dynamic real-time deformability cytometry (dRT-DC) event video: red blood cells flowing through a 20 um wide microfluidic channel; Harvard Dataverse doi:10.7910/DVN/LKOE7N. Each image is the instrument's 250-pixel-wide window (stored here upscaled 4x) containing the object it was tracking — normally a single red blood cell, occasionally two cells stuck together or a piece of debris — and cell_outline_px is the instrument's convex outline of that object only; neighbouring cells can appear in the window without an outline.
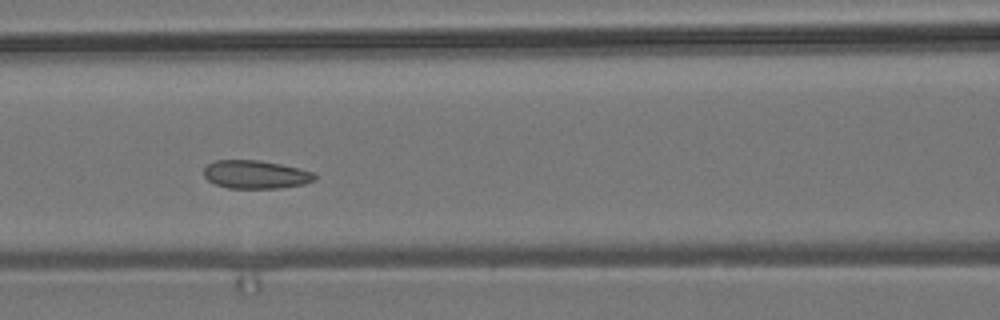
{"species": "common noctule bat (a hibernating species)", "species_latin": "Nyctalus noctula", "temperature_condition": "room temperature", "stored_images_in_passage": 41, "camera_frame_rate_fps": 3000, "um_per_image_px": 0.085, "animal": {"sex": "male", "body_mass_g": 19.2, "forearm_length_mm": 51.8}, "frame": {"image": 1, "passage_image": 21, "time_ms": 6.667, "image_size_px": [1000, 320], "cell_outline_px": [[316, 180], [304, 184], [280, 188], [228, 188], [216, 184], [208, 180], [204, 176], [204, 168], [208, 164], [216, 160], [260, 160], [300, 168], [312, 172], [316, 176]], "centroid_in_image_um": [21.74, 14.83], "position_along_channel_um": 144.9, "area_um2": 18.26}}
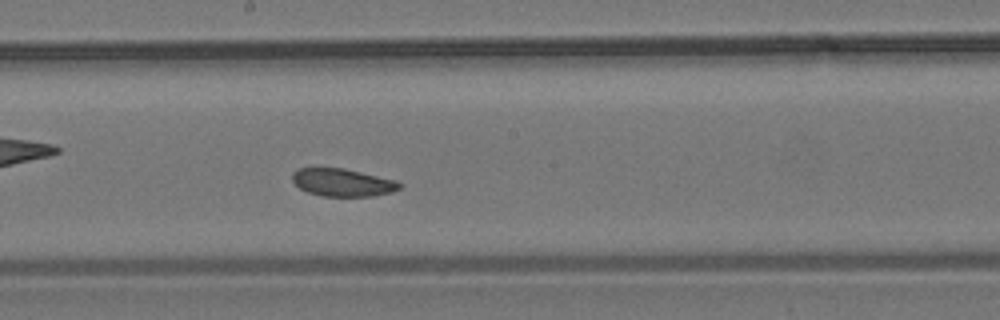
{"frame": {"image": 2, "passage_image": 27, "time_ms": 8.667, "image_size_px": [1000, 320], "cell_outline_px": [[400, 188], [392, 192], [372, 196], [324, 196], [308, 192], [300, 188], [292, 180], [292, 172], [296, 168], [344, 168], [396, 180], [400, 184]], "centroid_in_image_um": [29.1, 15.5], "position_along_channel_um": 219.1, "area_um2": 17.22}}
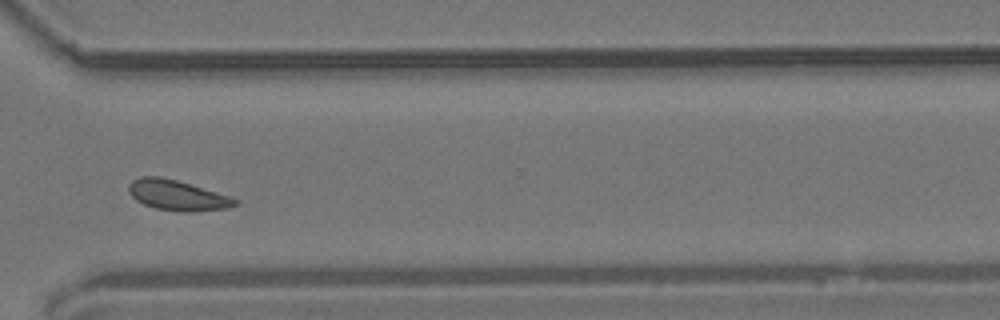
{"frame": {"image": 3, "passage_image": 38, "time_ms": 12.333, "image_size_px": [1000, 320], "cell_outline_px": [[240, 204], [228, 208], [196, 212], [180, 212], [156, 208], [144, 204], [136, 200], [128, 192], [128, 184], [132, 180], [140, 176], [160, 176], [176, 180], [232, 196], [240, 200]], "centroid_in_image_um": [15.11, 16.6], "position_along_channel_um": 355.5, "area_um2": 19.13}, "authors_computed_cell_mechanics": {"area_um2": 18.5538, "velocity_mm_per_s": 3.7221, "shape_relaxation_time_tau1_ms": null, "shape_relaxation_time_tau2_ms": 1.9825, "deformation_change_tau1": null, "deformation_change_tau2": 0.0595}}